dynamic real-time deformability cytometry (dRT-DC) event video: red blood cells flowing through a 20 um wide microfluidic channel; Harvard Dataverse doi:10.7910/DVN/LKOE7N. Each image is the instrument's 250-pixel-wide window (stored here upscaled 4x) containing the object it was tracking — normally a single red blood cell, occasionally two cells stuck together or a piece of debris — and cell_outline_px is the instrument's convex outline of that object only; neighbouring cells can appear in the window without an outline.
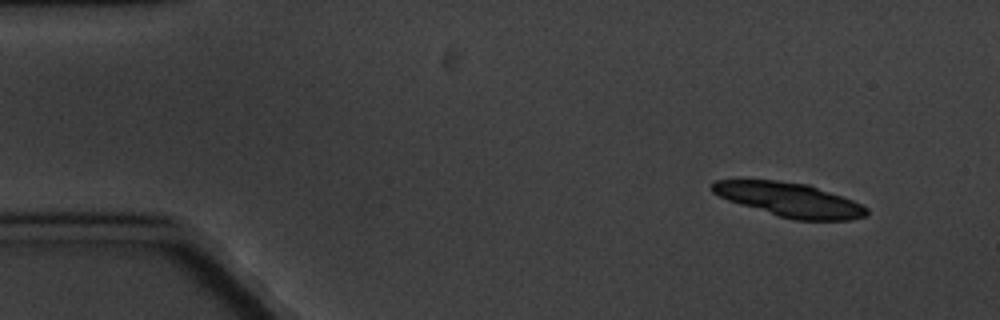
{"species": "common noctule bat (a hibernating species)", "species_latin": "Nyctalus noctula", "temperature_condition": "cold", "stored_images_in_passage": 8, "camera_frame_rate_fps": 3000, "um_per_image_px": 0.085, "animal": {"sex": "male", "body_mass_g": 20.1, "forearm_length_mm": 53.5}, "frame": {"image": 1, "passage_image": 2, "time_ms": 1.0, "image_size_px": [1000, 320], "cell_outline_px": [[868, 216], [852, 220], [792, 220], [740, 204], [728, 200], [712, 192], [708, 188], [712, 180], [776, 180], [808, 184], [852, 200], [868, 208]], "centroid_in_image_um": [67.1, 16.97], "position_along_channel_um": 17.9, "area_um2": 30.63}}